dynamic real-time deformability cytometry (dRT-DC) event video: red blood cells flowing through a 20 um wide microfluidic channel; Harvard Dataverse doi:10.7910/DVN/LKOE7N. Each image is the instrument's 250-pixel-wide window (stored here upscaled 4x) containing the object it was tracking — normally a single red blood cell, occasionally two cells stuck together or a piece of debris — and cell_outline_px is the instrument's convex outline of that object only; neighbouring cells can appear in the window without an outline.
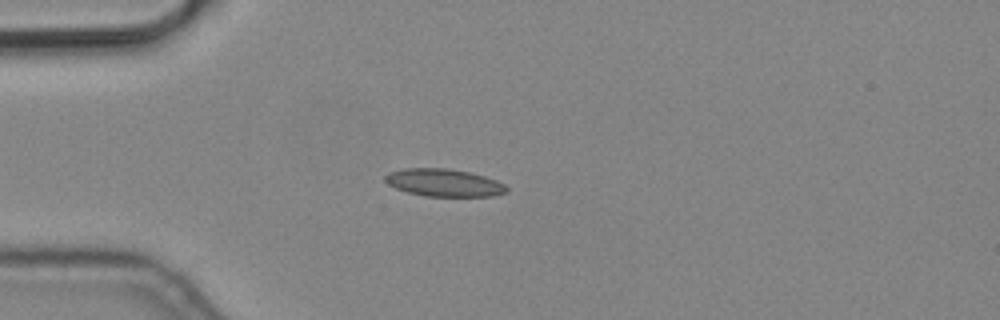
{"species": "common noctule bat (a hibernating species)", "species_latin": "Nyctalus noctula", "temperature_condition": "cold", "stored_images_in_passage": 4, "camera_frame_rate_fps": 3000, "um_per_image_px": 0.085, "animal": {"sex": "male", "body_mass_g": 19.2, "forearm_length_mm": 51.8}, "frame": {"image": 1, "passage_image": 4, "time_ms": 1.0, "image_size_px": [1000, 320], "cell_outline_px": [[508, 192], [492, 196], [424, 196], [408, 192], [396, 188], [388, 184], [384, 180], [384, 176], [388, 172], [404, 168], [448, 168], [468, 172], [484, 176], [496, 180], [504, 184], [508, 188]], "centroid_in_image_um": [37.72, 15.52], "position_along_channel_um": 47.3, "area_um2": 19.54}}